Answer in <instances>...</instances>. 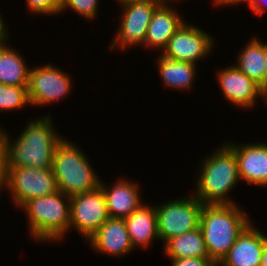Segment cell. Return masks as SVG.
<instances>
[{
    "instance_id": "obj_1",
    "label": "cell",
    "mask_w": 267,
    "mask_h": 266,
    "mask_svg": "<svg viewBox=\"0 0 267 266\" xmlns=\"http://www.w3.org/2000/svg\"><path fill=\"white\" fill-rule=\"evenodd\" d=\"M51 121L49 114L30 120L13 143L6 133L7 166L52 169L54 151L63 138L56 133Z\"/></svg>"
},
{
    "instance_id": "obj_2",
    "label": "cell",
    "mask_w": 267,
    "mask_h": 266,
    "mask_svg": "<svg viewBox=\"0 0 267 266\" xmlns=\"http://www.w3.org/2000/svg\"><path fill=\"white\" fill-rule=\"evenodd\" d=\"M236 204H203L199 229L209 258L218 266L251 223Z\"/></svg>"
},
{
    "instance_id": "obj_3",
    "label": "cell",
    "mask_w": 267,
    "mask_h": 266,
    "mask_svg": "<svg viewBox=\"0 0 267 266\" xmlns=\"http://www.w3.org/2000/svg\"><path fill=\"white\" fill-rule=\"evenodd\" d=\"M194 196L202 204H236L227 194L240 179L234 151L225 143L202 163Z\"/></svg>"
},
{
    "instance_id": "obj_4",
    "label": "cell",
    "mask_w": 267,
    "mask_h": 266,
    "mask_svg": "<svg viewBox=\"0 0 267 266\" xmlns=\"http://www.w3.org/2000/svg\"><path fill=\"white\" fill-rule=\"evenodd\" d=\"M63 138L57 145L52 170L58 190L68 197L90 192L100 186V179L83 151Z\"/></svg>"
},
{
    "instance_id": "obj_5",
    "label": "cell",
    "mask_w": 267,
    "mask_h": 266,
    "mask_svg": "<svg viewBox=\"0 0 267 266\" xmlns=\"http://www.w3.org/2000/svg\"><path fill=\"white\" fill-rule=\"evenodd\" d=\"M20 208L27 214L31 237L38 241L60 240L69 231L70 197L60 191L30 199Z\"/></svg>"
},
{
    "instance_id": "obj_6",
    "label": "cell",
    "mask_w": 267,
    "mask_h": 266,
    "mask_svg": "<svg viewBox=\"0 0 267 266\" xmlns=\"http://www.w3.org/2000/svg\"><path fill=\"white\" fill-rule=\"evenodd\" d=\"M203 204L195 197L171 200L155 207L159 240L165 243L199 227Z\"/></svg>"
},
{
    "instance_id": "obj_7",
    "label": "cell",
    "mask_w": 267,
    "mask_h": 266,
    "mask_svg": "<svg viewBox=\"0 0 267 266\" xmlns=\"http://www.w3.org/2000/svg\"><path fill=\"white\" fill-rule=\"evenodd\" d=\"M7 169L3 186L12 193L16 207H21L30 199L59 191L52 169L21 166H7Z\"/></svg>"
},
{
    "instance_id": "obj_8",
    "label": "cell",
    "mask_w": 267,
    "mask_h": 266,
    "mask_svg": "<svg viewBox=\"0 0 267 266\" xmlns=\"http://www.w3.org/2000/svg\"><path fill=\"white\" fill-rule=\"evenodd\" d=\"M164 0H125L121 3L124 11L120 18L119 30L114 37L110 49L144 45L148 25L155 9ZM114 45V46H113Z\"/></svg>"
},
{
    "instance_id": "obj_9",
    "label": "cell",
    "mask_w": 267,
    "mask_h": 266,
    "mask_svg": "<svg viewBox=\"0 0 267 266\" xmlns=\"http://www.w3.org/2000/svg\"><path fill=\"white\" fill-rule=\"evenodd\" d=\"M109 218L105 196L97 189L70 197V226L87 240Z\"/></svg>"
},
{
    "instance_id": "obj_10",
    "label": "cell",
    "mask_w": 267,
    "mask_h": 266,
    "mask_svg": "<svg viewBox=\"0 0 267 266\" xmlns=\"http://www.w3.org/2000/svg\"><path fill=\"white\" fill-rule=\"evenodd\" d=\"M51 64L29 70L28 96L30 105L42 106L68 95L71 79Z\"/></svg>"
},
{
    "instance_id": "obj_11",
    "label": "cell",
    "mask_w": 267,
    "mask_h": 266,
    "mask_svg": "<svg viewBox=\"0 0 267 266\" xmlns=\"http://www.w3.org/2000/svg\"><path fill=\"white\" fill-rule=\"evenodd\" d=\"M213 38L199 27L183 22L162 50L164 57L196 64L211 52Z\"/></svg>"
},
{
    "instance_id": "obj_12",
    "label": "cell",
    "mask_w": 267,
    "mask_h": 266,
    "mask_svg": "<svg viewBox=\"0 0 267 266\" xmlns=\"http://www.w3.org/2000/svg\"><path fill=\"white\" fill-rule=\"evenodd\" d=\"M218 81L226 101L236 107L251 108L258 97L267 102V93L235 66L220 71Z\"/></svg>"
},
{
    "instance_id": "obj_13",
    "label": "cell",
    "mask_w": 267,
    "mask_h": 266,
    "mask_svg": "<svg viewBox=\"0 0 267 266\" xmlns=\"http://www.w3.org/2000/svg\"><path fill=\"white\" fill-rule=\"evenodd\" d=\"M266 243L267 236L250 223L218 265L261 266L262 253Z\"/></svg>"
},
{
    "instance_id": "obj_14",
    "label": "cell",
    "mask_w": 267,
    "mask_h": 266,
    "mask_svg": "<svg viewBox=\"0 0 267 266\" xmlns=\"http://www.w3.org/2000/svg\"><path fill=\"white\" fill-rule=\"evenodd\" d=\"M233 151L238 162L241 180L247 184L267 186V143L240 146L226 143Z\"/></svg>"
},
{
    "instance_id": "obj_15",
    "label": "cell",
    "mask_w": 267,
    "mask_h": 266,
    "mask_svg": "<svg viewBox=\"0 0 267 266\" xmlns=\"http://www.w3.org/2000/svg\"><path fill=\"white\" fill-rule=\"evenodd\" d=\"M88 241L94 250L110 256H123L132 251L133 246L124 219L108 218Z\"/></svg>"
},
{
    "instance_id": "obj_16",
    "label": "cell",
    "mask_w": 267,
    "mask_h": 266,
    "mask_svg": "<svg viewBox=\"0 0 267 266\" xmlns=\"http://www.w3.org/2000/svg\"><path fill=\"white\" fill-rule=\"evenodd\" d=\"M99 187L105 196L110 218L125 219L142 205L139 188L132 181L128 182L122 178L115 182L114 186L107 187L101 180Z\"/></svg>"
},
{
    "instance_id": "obj_17",
    "label": "cell",
    "mask_w": 267,
    "mask_h": 266,
    "mask_svg": "<svg viewBox=\"0 0 267 266\" xmlns=\"http://www.w3.org/2000/svg\"><path fill=\"white\" fill-rule=\"evenodd\" d=\"M177 12L172 7L167 6L166 0L155 9L147 28L144 47H157L162 52L169 39L184 22Z\"/></svg>"
},
{
    "instance_id": "obj_18",
    "label": "cell",
    "mask_w": 267,
    "mask_h": 266,
    "mask_svg": "<svg viewBox=\"0 0 267 266\" xmlns=\"http://www.w3.org/2000/svg\"><path fill=\"white\" fill-rule=\"evenodd\" d=\"M133 248L146 247L153 239H159L157 232V215L155 206L141 205L124 219Z\"/></svg>"
},
{
    "instance_id": "obj_19",
    "label": "cell",
    "mask_w": 267,
    "mask_h": 266,
    "mask_svg": "<svg viewBox=\"0 0 267 266\" xmlns=\"http://www.w3.org/2000/svg\"><path fill=\"white\" fill-rule=\"evenodd\" d=\"M238 58V65H235V67L266 92L264 43L254 37L239 53Z\"/></svg>"
},
{
    "instance_id": "obj_20",
    "label": "cell",
    "mask_w": 267,
    "mask_h": 266,
    "mask_svg": "<svg viewBox=\"0 0 267 266\" xmlns=\"http://www.w3.org/2000/svg\"><path fill=\"white\" fill-rule=\"evenodd\" d=\"M22 56L6 41L0 44V83L13 86H28L29 68Z\"/></svg>"
},
{
    "instance_id": "obj_21",
    "label": "cell",
    "mask_w": 267,
    "mask_h": 266,
    "mask_svg": "<svg viewBox=\"0 0 267 266\" xmlns=\"http://www.w3.org/2000/svg\"><path fill=\"white\" fill-rule=\"evenodd\" d=\"M170 259L209 258L201 230L198 228L169 239L164 246Z\"/></svg>"
},
{
    "instance_id": "obj_22",
    "label": "cell",
    "mask_w": 267,
    "mask_h": 266,
    "mask_svg": "<svg viewBox=\"0 0 267 266\" xmlns=\"http://www.w3.org/2000/svg\"><path fill=\"white\" fill-rule=\"evenodd\" d=\"M158 70L165 86L174 89H190L193 85L196 65L184 61H176L164 57H158Z\"/></svg>"
},
{
    "instance_id": "obj_23",
    "label": "cell",
    "mask_w": 267,
    "mask_h": 266,
    "mask_svg": "<svg viewBox=\"0 0 267 266\" xmlns=\"http://www.w3.org/2000/svg\"><path fill=\"white\" fill-rule=\"evenodd\" d=\"M29 104L28 86H13L0 83V111L18 110Z\"/></svg>"
},
{
    "instance_id": "obj_24",
    "label": "cell",
    "mask_w": 267,
    "mask_h": 266,
    "mask_svg": "<svg viewBox=\"0 0 267 266\" xmlns=\"http://www.w3.org/2000/svg\"><path fill=\"white\" fill-rule=\"evenodd\" d=\"M98 3V0H61V12L71 8L74 12L91 20L97 14Z\"/></svg>"
},
{
    "instance_id": "obj_25",
    "label": "cell",
    "mask_w": 267,
    "mask_h": 266,
    "mask_svg": "<svg viewBox=\"0 0 267 266\" xmlns=\"http://www.w3.org/2000/svg\"><path fill=\"white\" fill-rule=\"evenodd\" d=\"M31 13L54 15L61 13V0H26Z\"/></svg>"
},
{
    "instance_id": "obj_26",
    "label": "cell",
    "mask_w": 267,
    "mask_h": 266,
    "mask_svg": "<svg viewBox=\"0 0 267 266\" xmlns=\"http://www.w3.org/2000/svg\"><path fill=\"white\" fill-rule=\"evenodd\" d=\"M6 132L0 129V182L4 184L7 175V141Z\"/></svg>"
},
{
    "instance_id": "obj_27",
    "label": "cell",
    "mask_w": 267,
    "mask_h": 266,
    "mask_svg": "<svg viewBox=\"0 0 267 266\" xmlns=\"http://www.w3.org/2000/svg\"><path fill=\"white\" fill-rule=\"evenodd\" d=\"M172 266H217L210 258L185 257L171 259Z\"/></svg>"
},
{
    "instance_id": "obj_28",
    "label": "cell",
    "mask_w": 267,
    "mask_h": 266,
    "mask_svg": "<svg viewBox=\"0 0 267 266\" xmlns=\"http://www.w3.org/2000/svg\"><path fill=\"white\" fill-rule=\"evenodd\" d=\"M245 2L249 3V7L253 11V13L259 16H262L265 9H267L266 7H263V5H261L260 0H245Z\"/></svg>"
},
{
    "instance_id": "obj_29",
    "label": "cell",
    "mask_w": 267,
    "mask_h": 266,
    "mask_svg": "<svg viewBox=\"0 0 267 266\" xmlns=\"http://www.w3.org/2000/svg\"><path fill=\"white\" fill-rule=\"evenodd\" d=\"M5 22H3L2 16L0 15V44L3 43L4 41H6L7 39H9L7 36V31L5 28Z\"/></svg>"
},
{
    "instance_id": "obj_30",
    "label": "cell",
    "mask_w": 267,
    "mask_h": 266,
    "mask_svg": "<svg viewBox=\"0 0 267 266\" xmlns=\"http://www.w3.org/2000/svg\"><path fill=\"white\" fill-rule=\"evenodd\" d=\"M245 0H215V5H236L238 3H243Z\"/></svg>"
},
{
    "instance_id": "obj_31",
    "label": "cell",
    "mask_w": 267,
    "mask_h": 266,
    "mask_svg": "<svg viewBox=\"0 0 267 266\" xmlns=\"http://www.w3.org/2000/svg\"><path fill=\"white\" fill-rule=\"evenodd\" d=\"M264 67L266 72V93H267V43H264Z\"/></svg>"
},
{
    "instance_id": "obj_32",
    "label": "cell",
    "mask_w": 267,
    "mask_h": 266,
    "mask_svg": "<svg viewBox=\"0 0 267 266\" xmlns=\"http://www.w3.org/2000/svg\"><path fill=\"white\" fill-rule=\"evenodd\" d=\"M261 266H267V243H266V245L264 247V251L262 253Z\"/></svg>"
},
{
    "instance_id": "obj_33",
    "label": "cell",
    "mask_w": 267,
    "mask_h": 266,
    "mask_svg": "<svg viewBox=\"0 0 267 266\" xmlns=\"http://www.w3.org/2000/svg\"><path fill=\"white\" fill-rule=\"evenodd\" d=\"M4 188L3 184L0 182V191L1 189Z\"/></svg>"
}]
</instances>
